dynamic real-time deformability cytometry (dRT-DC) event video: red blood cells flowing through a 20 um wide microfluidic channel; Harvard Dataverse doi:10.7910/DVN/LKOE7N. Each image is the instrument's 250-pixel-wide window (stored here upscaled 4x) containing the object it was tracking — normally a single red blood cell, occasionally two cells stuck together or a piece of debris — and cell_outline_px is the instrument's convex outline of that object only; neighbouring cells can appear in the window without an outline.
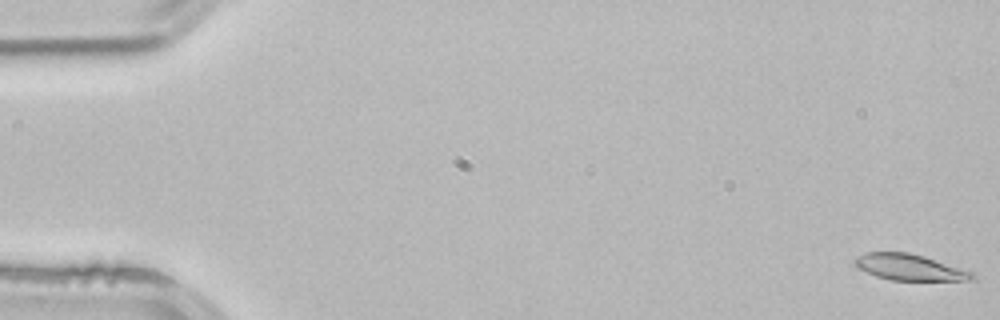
{"species": "common noctule bat (a hibernating species)", "species_latin": "Nyctalus noctula", "temperature_condition": "room temperature", "stored_images_in_passage": 53, "camera_frame_rate_fps": 3000, "um_per_image_px": 0.085, "animal": {"sex": "male", "body_mass_g": 21.5, "forearm_length_mm": 52.0}, "frame": {"image": 1, "passage_image": 1, "time_ms": 0.0, "image_size_px": [1000, 320], "cell_outline_px": [[976, 276], [972, 280], [892, 280], [876, 276], [856, 268], [852, 264], [852, 260], [856, 256], [868, 252], [908, 252], [924, 256], [968, 268]], "centroid_in_image_um": [77.33, 22.71], "position_along_channel_um": 7.7, "area_um2": 18.32}}
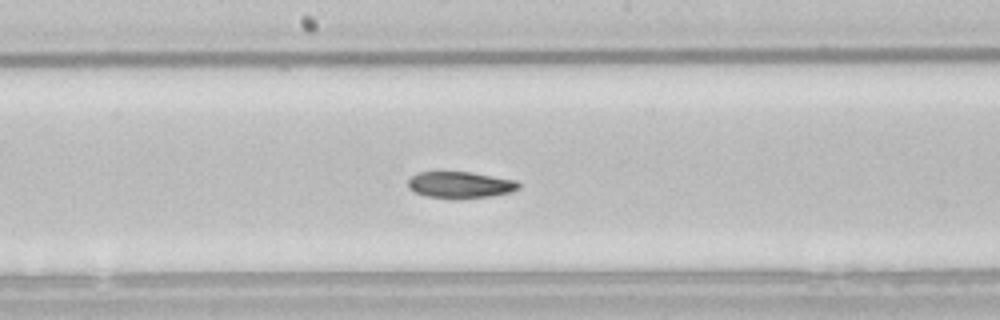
{"frame": {"image": 2, "passage_image": 28, "time_ms": 9.0, "image_size_px": [1000, 320], "cell_outline_px": [[520, 188], [508, 192], [488, 196], [424, 196], [408, 188], [408, 180], [416, 172], [468, 172], [516, 180], [520, 184]], "centroid_in_image_um": [39.09, 15.67], "position_along_channel_um": 209.1, "area_um2": 16.24}}
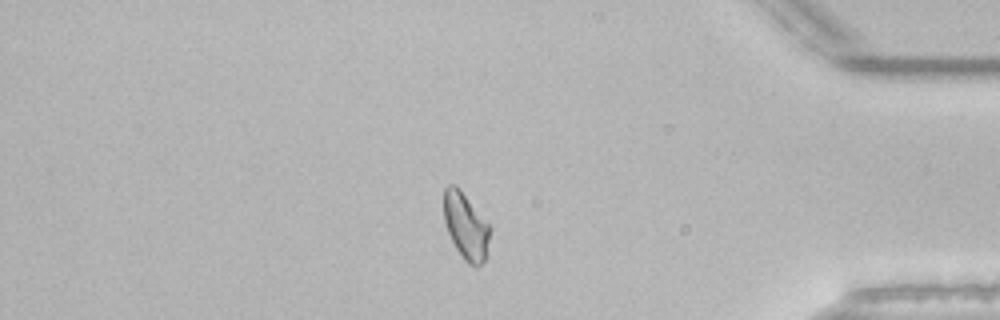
{"frame": {"image": 3, "passage_image": 45, "time_ms": 14.667, "image_size_px": [1000, 320], "cell_outline_px": [[488, 256], [476, 268], [468, 264], [464, 260], [456, 248], [448, 232], [444, 220], [444, 188], [448, 184], [456, 184], [460, 188], [488, 224]], "centroid_in_image_um": [39.57, 19.22], "position_along_channel_um": 395.6, "area_um2": 17.69}, "authors_computed_cell_mechanics": {"area_um2": 17.9758, "velocity_mm_per_s": 3.8563, "shape_relaxation_time_tau1_ms": 5.9333, "shape_relaxation_time_tau2_ms": 6.7894, "deformation_change_tau1": 0.1623, "deformation_change_tau2": 0.092}}